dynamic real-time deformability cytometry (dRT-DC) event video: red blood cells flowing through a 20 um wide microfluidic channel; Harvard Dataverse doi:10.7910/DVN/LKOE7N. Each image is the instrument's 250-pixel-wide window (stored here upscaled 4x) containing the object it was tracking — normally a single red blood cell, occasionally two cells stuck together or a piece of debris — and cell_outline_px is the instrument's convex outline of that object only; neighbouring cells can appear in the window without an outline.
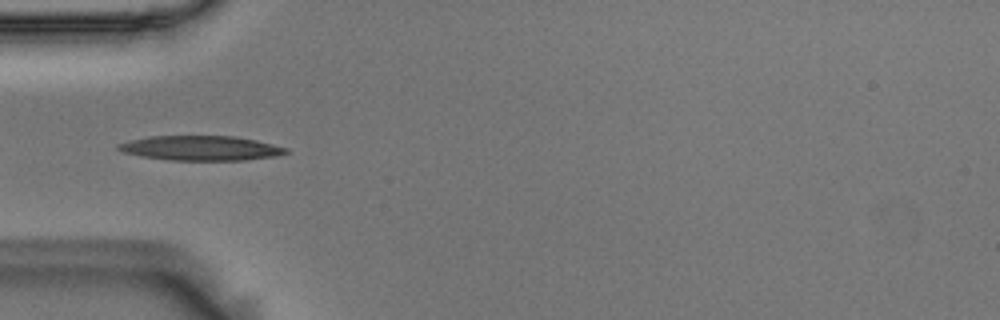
{"species": "Egyptian fruit bat (a non-hibernating species)", "species_latin": "Rousettus aegyptiacus", "temperature_condition": "room temperature", "stored_images_in_passage": 5, "camera_frame_rate_fps": 3000, "um_per_image_px": 0.085, "animal": {"sex": "male"}, "frame": {"image": 1, "passage_image": 5, "time_ms": 1.333, "image_size_px": [1000, 320], "cell_outline_px": [[288, 152], [276, 156], [244, 160], [172, 160], [140, 156], [124, 152], [116, 148], [116, 144], [148, 136], [236, 136], [256, 140], [288, 148]], "centroid_in_image_um": [17.07, 12.58], "position_along_channel_um": 67.9, "area_um2": 24.04}}